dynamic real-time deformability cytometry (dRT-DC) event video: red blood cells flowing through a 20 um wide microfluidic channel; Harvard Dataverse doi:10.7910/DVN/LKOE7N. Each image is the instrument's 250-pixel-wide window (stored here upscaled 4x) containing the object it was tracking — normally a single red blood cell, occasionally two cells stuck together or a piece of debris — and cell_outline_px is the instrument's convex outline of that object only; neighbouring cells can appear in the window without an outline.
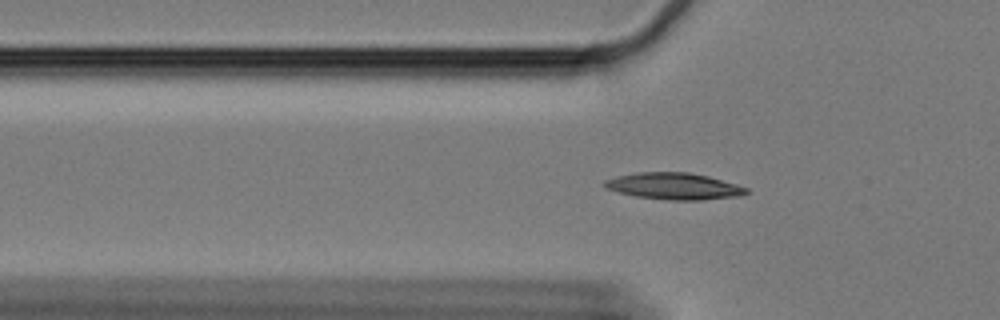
{"species": "Egyptian fruit bat (a non-hibernating species)", "species_latin": "Rousettus aegyptiacus", "temperature_condition": "cold", "stored_images_in_passage": 43, "camera_frame_rate_fps": 3000, "um_per_image_px": 0.085, "animal": {"sex": "female"}, "frame": {"image": 1, "passage_image": 8, "time_ms": 2.333, "image_size_px": [1000, 320], "cell_outline_px": [[748, 192], [740, 196], [700, 200], [668, 200], [636, 196], [604, 188], [604, 180], [616, 176], [636, 172], [688, 172], [708, 176], [736, 184], [748, 188]], "centroid_in_image_um": [57.28, 15.82], "position_along_channel_um": 68.5, "area_um2": 21.96}}
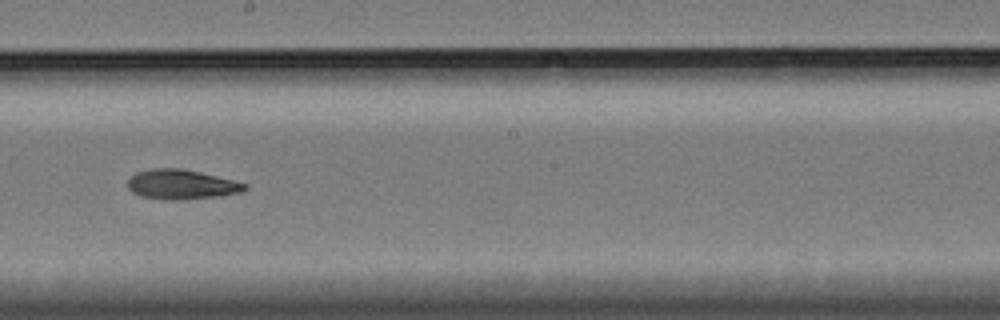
{"frame": {"image": 2, "passage_image": 23, "time_ms": 7.333, "image_size_px": [1000, 320], "cell_outline_px": [[248, 188], [240, 192], [220, 196], [176, 200], [172, 200], [140, 196], [132, 192], [128, 188], [128, 180], [136, 172], [152, 168], [180, 168], [200, 172], [248, 184]], "centroid_in_image_um": [15.41, 15.67], "position_along_channel_um": 232.8, "area_um2": 20.11}}
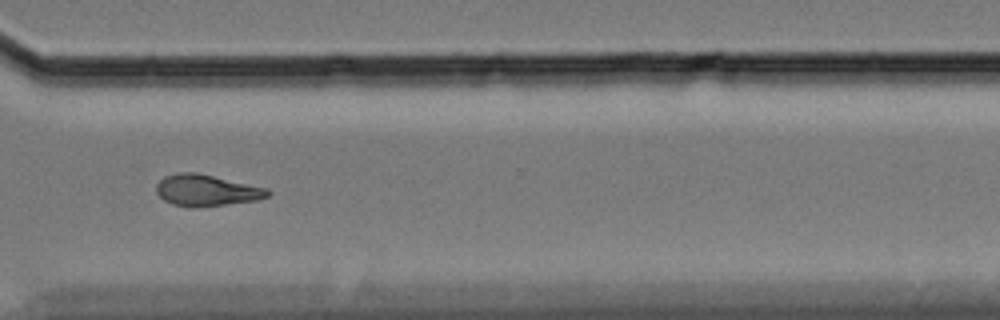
{"frame": {"image": 3, "passage_image": 34, "time_ms": 11.0, "image_size_px": [1000, 320], "cell_outline_px": [[272, 192], [268, 196], [256, 200], [192, 208], [172, 204], [164, 200], [156, 192], [156, 184], [164, 176], [176, 172], [196, 172], [268, 188]], "centroid_in_image_um": [17.53, 16.17], "position_along_channel_um": 353.1, "area_um2": 20.4}, "authors_computed_cell_mechanics": {"area_um2": 20.0566, "velocity_mm_per_s": 3.2786, "shape_relaxation_time_tau1_ms": null, "shape_relaxation_time_tau2_ms": 9.7155, "deformation_change_tau1": null, "deformation_change_tau2": 0.1569}}